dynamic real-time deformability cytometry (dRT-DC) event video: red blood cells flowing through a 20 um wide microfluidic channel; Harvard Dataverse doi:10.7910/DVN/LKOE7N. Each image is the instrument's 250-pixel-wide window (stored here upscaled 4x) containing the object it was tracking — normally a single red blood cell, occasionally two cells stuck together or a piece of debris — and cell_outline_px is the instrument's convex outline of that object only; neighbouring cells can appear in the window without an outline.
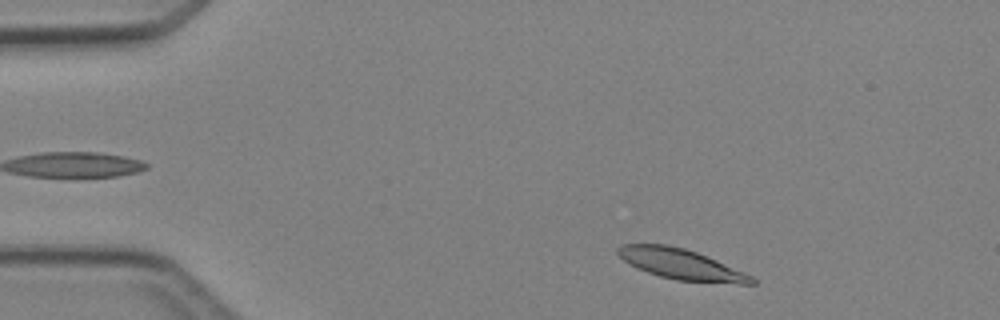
{"species": "Egyptian fruit bat (a non-hibernating species)", "species_latin": "Rousettus aegyptiacus", "temperature_condition": "cold", "stored_images_in_passage": 5, "segment_of_instrument_passage": [2, 2], "camera_frame_rate_fps": 3000, "um_per_image_px": 0.085, "animal": {"sex": "female"}, "frame": {"image": 1, "passage_image": 5, "time_ms": 5.333, "image_size_px": [1000, 320], "cell_outline_px": [[756, 284], [740, 284], [676, 280], [660, 276], [636, 268], [624, 260], [616, 252], [616, 248], [620, 244], [668, 244], [684, 248], [696, 252], [716, 260], [744, 272], [752, 276], [756, 280]], "centroid_in_image_um": [57.88, 22.45], "position_along_channel_um": 27.1, "area_um2": 23.7}}